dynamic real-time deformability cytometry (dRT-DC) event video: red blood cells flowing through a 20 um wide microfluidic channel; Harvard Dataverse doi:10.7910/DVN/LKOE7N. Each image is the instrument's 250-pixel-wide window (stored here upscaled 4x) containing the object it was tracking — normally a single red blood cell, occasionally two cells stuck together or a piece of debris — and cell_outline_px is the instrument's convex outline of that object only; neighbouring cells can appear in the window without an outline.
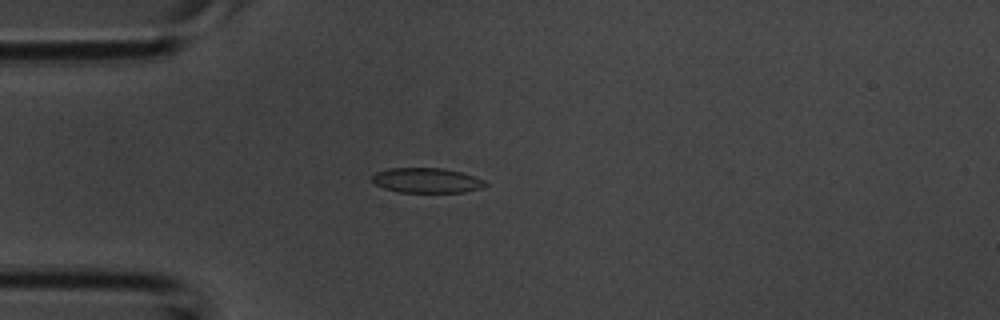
{"species": "common noctule bat (a hibernating species)", "species_latin": "Nyctalus noctula", "temperature_condition": "room temperature", "stored_images_in_passage": 42, "camera_frame_rate_fps": 3000, "um_per_image_px": 0.085, "animal": {"sex": "male", "body_mass_g": 20.1, "forearm_length_mm": 53.5}, "frame": {"image": 1, "passage_image": 11, "time_ms": 3.333, "image_size_px": [1000, 320], "cell_outline_px": [[488, 184], [480, 188], [464, 192], [396, 192], [384, 188], [376, 184], [372, 180], [372, 176], [376, 172], [388, 168], [444, 168], [460, 172], [484, 180]], "centroid_in_image_um": [36.24, 15.33], "position_along_channel_um": 48.8, "area_um2": 16.36}}
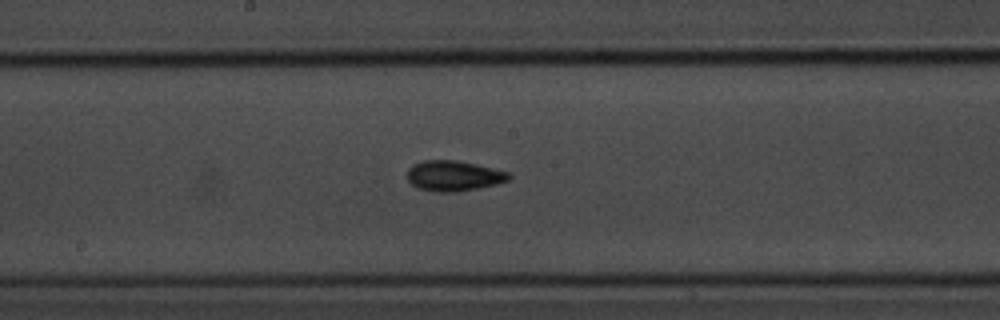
{"frame": {"image": 2, "passage_image": 22, "time_ms": 7.0, "image_size_px": [1000, 320], "cell_outline_px": [[512, 176], [508, 180], [496, 184], [456, 192], [436, 192], [416, 188], [408, 180], [408, 168], [412, 164], [424, 160], [456, 160], [476, 164], [508, 172]], "centroid_in_image_um": [38.53, 14.94], "position_along_channel_um": 209.7, "area_um2": 17.98}}
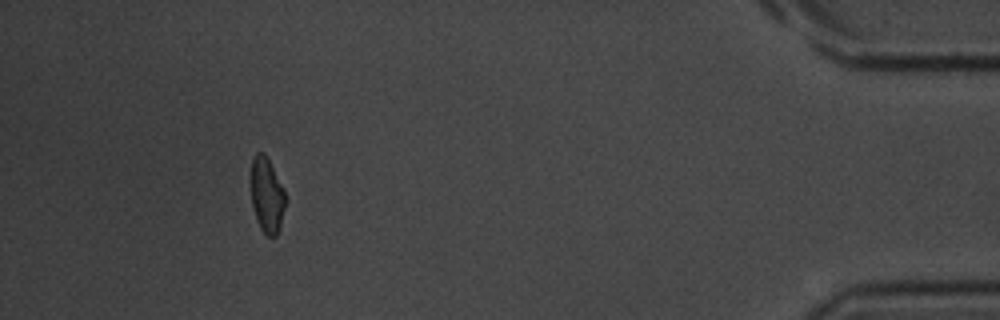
{"frame": {"image": 3, "passage_image": 39, "time_ms": 12.667, "image_size_px": [1000, 320], "cell_outline_px": [[288, 200], [276, 236], [268, 236], [260, 228], [256, 220], [252, 204], [248, 180], [252, 160], [256, 152], [264, 152], [284, 188]], "centroid_in_image_um": [22.66, 16.55], "position_along_channel_um": 412.5, "area_um2": 15.72}}